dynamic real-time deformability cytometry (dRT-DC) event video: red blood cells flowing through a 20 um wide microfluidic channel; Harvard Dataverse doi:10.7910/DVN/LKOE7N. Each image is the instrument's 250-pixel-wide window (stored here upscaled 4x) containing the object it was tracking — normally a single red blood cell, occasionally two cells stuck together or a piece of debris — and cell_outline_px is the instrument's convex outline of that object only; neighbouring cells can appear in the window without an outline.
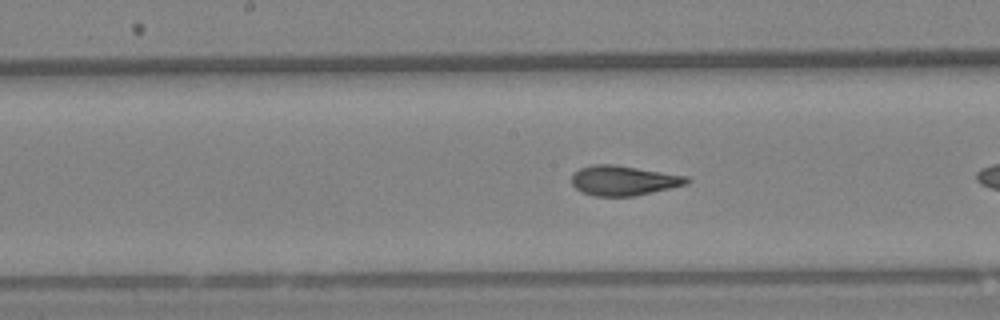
{"species": "Egyptian fruit bat (a non-hibernating species)", "species_latin": "Rousettus aegyptiacus", "temperature_condition": "warm", "stored_images_in_passage": 18, "camera_frame_rate_fps": 3000, "um_per_image_px": 0.085, "animal": {"sex": "female"}, "frame": {"image": 1, "passage_image": 13, "time_ms": 4.0, "image_size_px": [1000, 320], "cell_outline_px": [[692, 180], [688, 184], [672, 188], [636, 196], [592, 196], [580, 192], [572, 184], [572, 172], [580, 168], [592, 164], [612, 164], [688, 176]], "centroid_in_image_um": [53.0, 15.35], "position_along_channel_um": 195.2, "area_um2": 20.29}}